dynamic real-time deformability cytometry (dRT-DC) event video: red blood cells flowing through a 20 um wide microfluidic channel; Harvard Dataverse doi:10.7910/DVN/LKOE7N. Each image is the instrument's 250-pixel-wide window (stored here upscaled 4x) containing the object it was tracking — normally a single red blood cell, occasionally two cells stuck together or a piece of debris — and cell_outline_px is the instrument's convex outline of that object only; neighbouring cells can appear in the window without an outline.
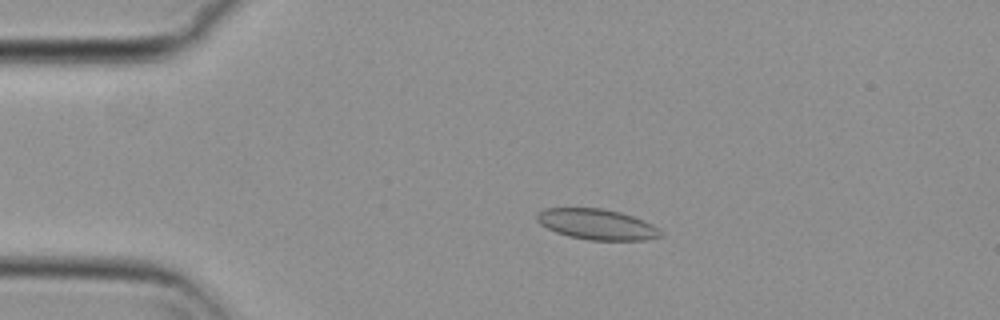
{"species": "common noctule bat (a hibernating species)", "species_latin": "Nyctalus noctula", "temperature_condition": "cold", "stored_images_in_passage": 25, "camera_frame_rate_fps": 3000, "um_per_image_px": 0.085, "animal": {"sex": "female", "body_mass_g": 29.2, "forearm_length_mm": 56.3}, "frame": {"image": 1, "passage_image": 12, "time_ms": 3.667, "image_size_px": [1000, 320], "cell_outline_px": [[664, 236], [644, 240], [588, 240], [568, 236], [556, 232], [540, 224], [536, 220], [536, 212], [544, 208], [604, 208], [620, 212], [632, 216], [652, 224]], "centroid_in_image_um": [50.69, 19.06], "position_along_channel_um": 34.3, "area_um2": 22.08}}
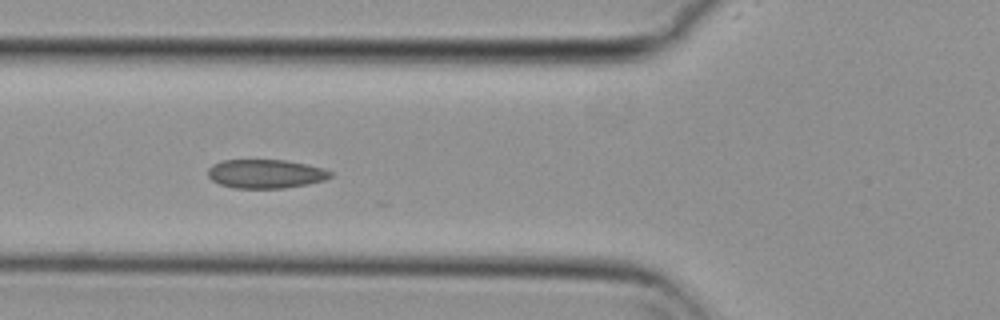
{"frame": {"image": 2, "passage_image": 21, "time_ms": 6.667, "image_size_px": [1000, 320], "cell_outline_px": [[332, 176], [324, 180], [308, 184], [284, 188], [236, 188], [220, 184], [212, 180], [208, 176], [208, 168], [212, 164], [224, 160], [284, 160], [308, 164], [324, 168], [332, 172]], "centroid_in_image_um": [22.59, 14.77], "position_along_channel_um": 103.2, "area_um2": 20.63}}
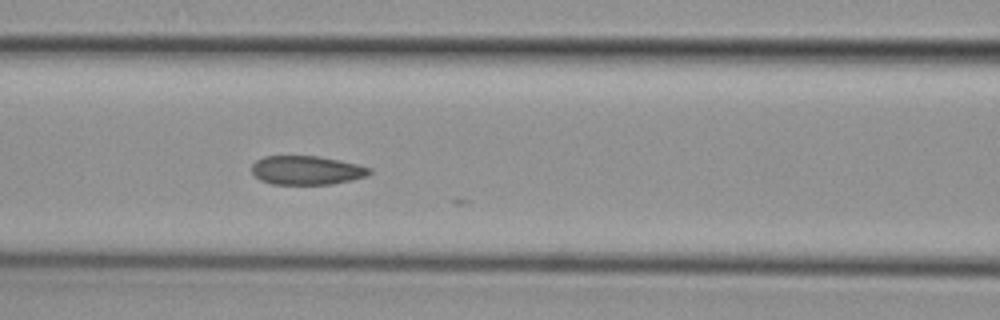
{"frame": {"image": 3, "passage_image": 24, "time_ms": 7.667, "image_size_px": [1000, 320], "cell_outline_px": [[372, 172], [368, 176], [352, 180], [332, 184], [272, 184], [260, 180], [252, 172], [252, 164], [256, 160], [264, 156], [320, 156], [340, 160], [372, 168]], "centroid_in_image_um": [26.09, 14.47], "position_along_channel_um": 140.5, "area_um2": 19.94}}